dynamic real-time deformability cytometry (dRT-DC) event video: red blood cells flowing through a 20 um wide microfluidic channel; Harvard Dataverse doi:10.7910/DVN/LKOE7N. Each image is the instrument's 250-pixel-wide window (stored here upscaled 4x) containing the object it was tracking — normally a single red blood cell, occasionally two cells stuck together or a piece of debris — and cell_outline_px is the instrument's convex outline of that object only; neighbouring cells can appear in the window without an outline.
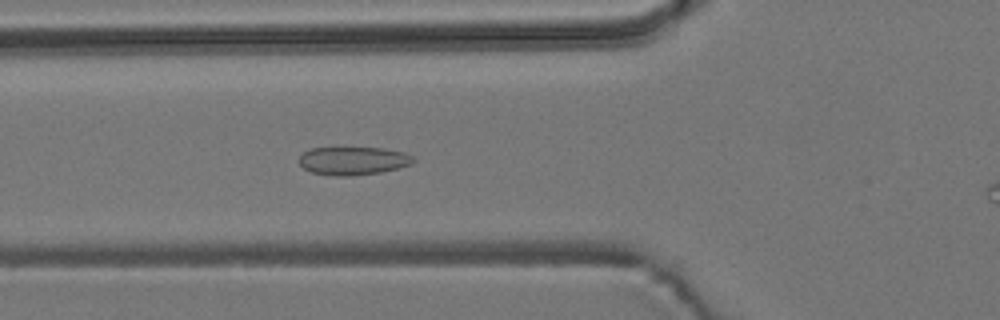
{"species": "common noctule bat (a hibernating species)", "species_latin": "Nyctalus noctula", "temperature_condition": "room temperature", "stored_images_in_passage": 29, "camera_frame_rate_fps": 3000, "um_per_image_px": 0.085, "animal": {"sex": "male", "body_mass_g": 19.2, "forearm_length_mm": 51.8}, "frame": {"image": 1, "passage_image": 20, "time_ms": 6.333, "image_size_px": [1000, 320], "cell_outline_px": [[416, 160], [412, 164], [380, 172], [352, 176], [332, 176], [312, 172], [304, 168], [300, 164], [300, 156], [308, 148], [384, 148], [404, 152], [416, 156]], "centroid_in_image_um": [30.05, 13.66], "position_along_channel_um": 95.7, "area_um2": 18.84}}
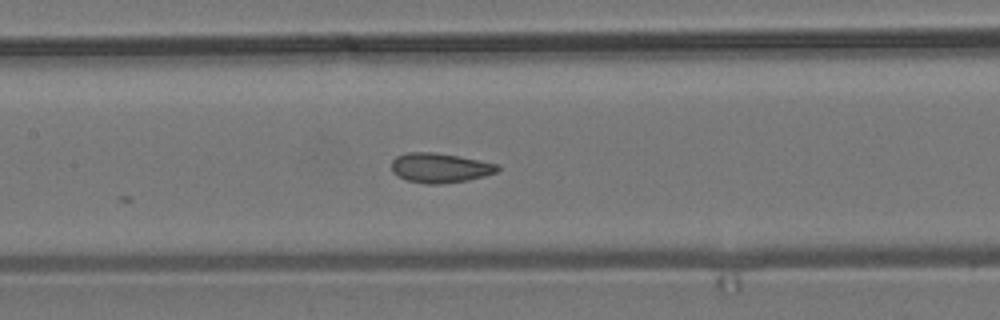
{"frame": {"image": 2, "passage_image": 26, "time_ms": 8.333, "image_size_px": [1000, 320], "cell_outline_px": [[500, 168], [496, 172], [484, 176], [468, 180], [440, 184], [428, 184], [408, 180], [396, 176], [392, 172], [392, 160], [396, 156], [408, 152], [436, 152], [496, 164]], "centroid_in_image_um": [37.34, 14.27], "position_along_channel_um": 170.1, "area_um2": 18.15}}
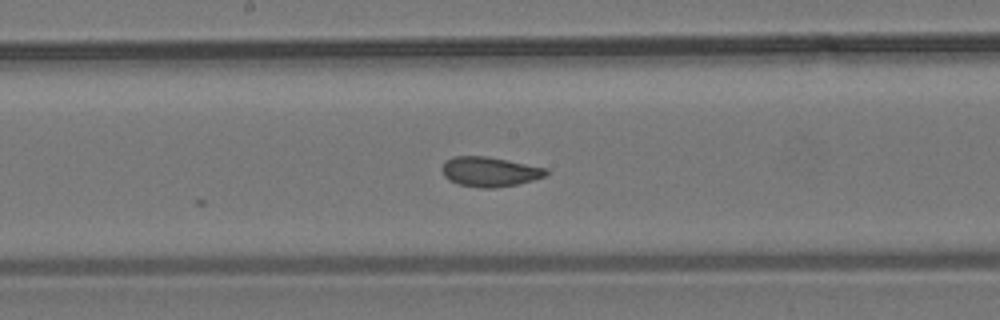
{"frame": {"image": 3, "passage_image": 29, "time_ms": 9.333, "image_size_px": [1000, 320], "cell_outline_px": [[548, 172], [544, 176], [532, 180], [516, 184], [492, 188], [480, 188], [460, 184], [448, 180], [444, 176], [444, 160], [452, 156], [488, 156], [548, 168]], "centroid_in_image_um": [41.62, 14.58], "position_along_channel_um": 206.6, "area_um2": 17.92}}